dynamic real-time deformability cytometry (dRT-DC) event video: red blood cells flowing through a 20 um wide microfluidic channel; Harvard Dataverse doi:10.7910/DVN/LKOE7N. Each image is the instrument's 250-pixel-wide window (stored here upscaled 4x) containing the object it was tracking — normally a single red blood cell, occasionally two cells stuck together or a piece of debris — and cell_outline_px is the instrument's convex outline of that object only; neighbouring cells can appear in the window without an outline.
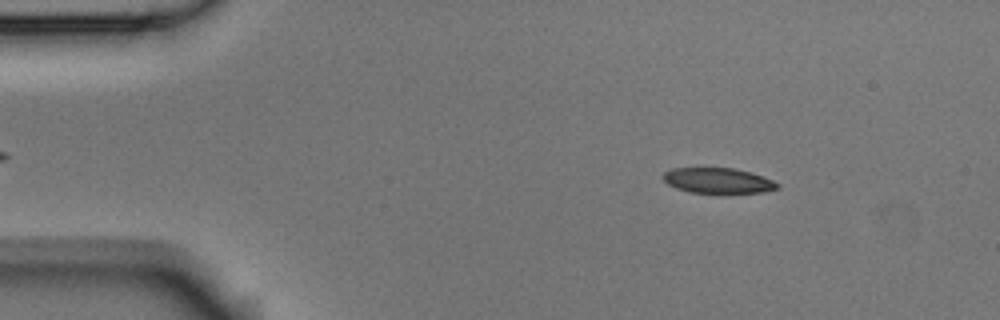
{"species": "Egyptian fruit bat (a non-hibernating species)", "species_latin": "Rousettus aegyptiacus", "temperature_condition": "room temperature", "stored_images_in_passage": 4, "camera_frame_rate_fps": 3000, "um_per_image_px": 0.085, "animal": {"sex": "male"}, "frame": {"image": 1, "passage_image": 2, "time_ms": 0.333, "image_size_px": [1000, 320], "cell_outline_px": [[780, 188], [764, 192], [716, 196], [688, 192], [676, 188], [668, 184], [664, 180], [664, 172], [672, 168], [732, 168], [752, 172], [772, 180], [780, 184]], "centroid_in_image_um": [61.07, 15.41], "position_along_channel_um": 23.9, "area_um2": 17.8}}